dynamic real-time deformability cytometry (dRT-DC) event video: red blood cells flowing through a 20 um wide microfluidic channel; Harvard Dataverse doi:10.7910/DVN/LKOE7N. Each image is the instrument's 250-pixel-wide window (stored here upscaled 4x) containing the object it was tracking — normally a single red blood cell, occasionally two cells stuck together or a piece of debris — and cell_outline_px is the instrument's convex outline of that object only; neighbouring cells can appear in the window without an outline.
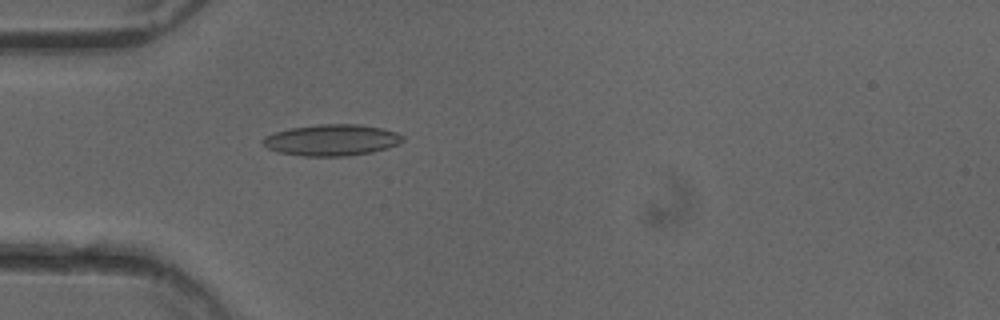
{"species": "common noctule bat (a hibernating species)", "species_latin": "Nyctalus noctula", "temperature_condition": "cold", "stored_images_in_passage": 47, "camera_frame_rate_fps": 3000, "um_per_image_px": 0.085, "animal": {"sex": "female"}, "frame": {"image": 1, "passage_image": 11, "time_ms": 3.333, "image_size_px": [1000, 320], "cell_outline_px": [[404, 140], [388, 148], [372, 152], [348, 156], [304, 156], [280, 152], [268, 148], [260, 140], [264, 136], [276, 132], [292, 128], [320, 124], [360, 124], [380, 128], [396, 132], [404, 136]], "centroid_in_image_um": [28.21, 11.9], "position_along_channel_um": 56.8, "area_um2": 25.37}}
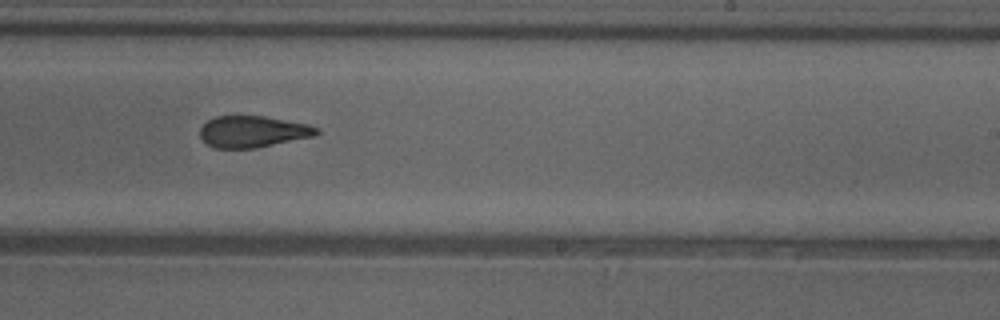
{"frame": {"image": 2, "passage_image": 27, "time_ms": 8.667, "image_size_px": [1000, 320], "cell_outline_px": [[320, 132], [316, 136], [256, 148], [212, 148], [200, 136], [200, 128], [208, 120], [216, 116], [264, 116], [308, 124], [320, 128]], "centroid_in_image_um": [21.52, 11.19], "position_along_channel_um": 267.5, "area_um2": 21.5}}
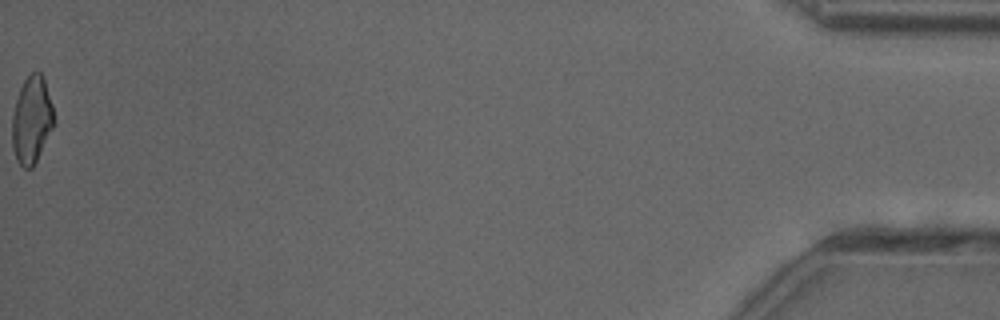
{"frame": {"image": 3, "passage_image": 47, "time_ms": 15.333, "image_size_px": [1000, 320], "cell_outline_px": [[56, 124], [32, 168], [24, 168], [16, 160], [12, 148], [12, 116], [16, 100], [20, 88], [24, 80], [32, 72], [40, 72], [44, 76], [52, 104], [56, 120]], "centroid_in_image_um": [2.72, 10.19], "position_along_channel_um": 432.5, "area_um2": 21.56}, "authors_computed_cell_mechanics": {"area_um2": 22.7732, "velocity_mm_per_s": 4.0487, "shape_relaxation_time_tau1_ms": 8.5234, "shape_relaxation_time_tau2_ms": 2.0972, "deformation_change_tau1": 0.2054, "deformation_change_tau2": 0.0965}}